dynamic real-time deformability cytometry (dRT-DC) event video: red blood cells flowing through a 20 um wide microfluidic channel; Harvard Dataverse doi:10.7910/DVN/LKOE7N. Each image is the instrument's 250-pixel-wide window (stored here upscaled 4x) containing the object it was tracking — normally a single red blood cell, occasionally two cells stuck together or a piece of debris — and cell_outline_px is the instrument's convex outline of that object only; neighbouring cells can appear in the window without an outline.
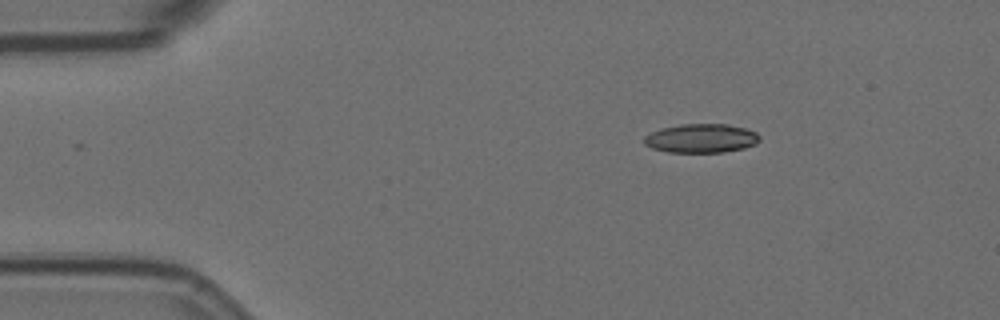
{"species": "Egyptian fruit bat (a non-hibernating species)", "species_latin": "Rousettus aegyptiacus", "temperature_condition": "room temperature", "stored_images_in_passage": 3, "camera_frame_rate_fps": 3000, "um_per_image_px": 0.085, "animal": {"sex": "female"}, "frame": {"image": 1, "passage_image": 1, "time_ms": 0.0, "image_size_px": [1000, 320], "cell_outline_px": [[760, 140], [756, 144], [744, 148], [724, 152], [668, 152], [652, 148], [644, 144], [644, 136], [660, 128], [680, 124], [728, 124], [744, 128], [756, 132], [760, 136]], "centroid_in_image_um": [59.61, 11.75], "position_along_channel_um": 25.4, "area_um2": 19.54}}